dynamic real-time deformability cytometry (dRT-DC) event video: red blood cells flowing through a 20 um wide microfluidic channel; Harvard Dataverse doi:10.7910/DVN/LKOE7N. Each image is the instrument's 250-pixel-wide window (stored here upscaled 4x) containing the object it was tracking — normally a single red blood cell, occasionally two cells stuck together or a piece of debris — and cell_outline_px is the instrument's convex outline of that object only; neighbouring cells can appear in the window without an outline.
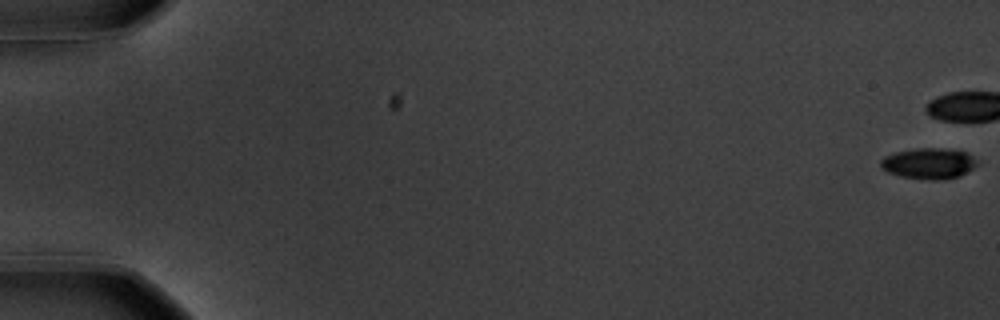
{"species": "common noctule bat (a hibernating species)", "species_latin": "Nyctalus noctula", "temperature_condition": "warm", "stored_images_in_passage": 13, "camera_frame_rate_fps": 3000, "um_per_image_px": 0.085, "animal": {"sex": "male", "body_mass_g": 20.1, "forearm_length_mm": 53.5}, "frame": {"image": 1, "passage_image": 1, "time_ms": 0.0, "image_size_px": [1000, 320], "cell_outline_px": [[976, 164], [972, 168], [960, 176], [940, 180], [928, 180], [900, 176], [888, 172], [880, 168], [880, 160], [884, 156], [896, 152], [916, 148], [940, 148], [968, 152], [976, 160]], "centroid_in_image_um": [78.91, 13.89], "position_along_channel_um": 6.1, "area_um2": 17.34}}